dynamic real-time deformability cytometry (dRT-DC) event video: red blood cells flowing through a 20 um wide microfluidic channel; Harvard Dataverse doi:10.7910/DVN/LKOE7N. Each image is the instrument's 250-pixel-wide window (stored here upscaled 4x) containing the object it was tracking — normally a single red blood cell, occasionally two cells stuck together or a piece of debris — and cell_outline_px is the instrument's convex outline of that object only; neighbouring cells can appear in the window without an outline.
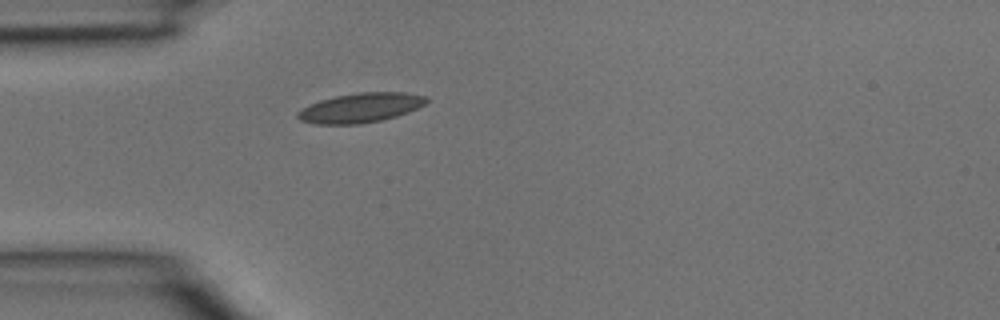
{"species": "common noctule bat (a hibernating species)", "species_latin": "Nyctalus noctula", "temperature_condition": "room temperature", "stored_images_in_passage": 1, "camera_frame_rate_fps": 3000, "um_per_image_px": 0.085, "animal": {"sex": "male", "body_mass_g": 15.6}, "frame": {"image": 1, "passage_image": 1, "time_ms": 0.0, "image_size_px": [1000, 320], "cell_outline_px": [[428, 100], [424, 104], [408, 112], [396, 116], [380, 120], [360, 124], [316, 124], [300, 120], [296, 116], [296, 112], [320, 100], [336, 96], [360, 92], [404, 92], [424, 96]], "centroid_in_image_um": [30.63, 9.16], "position_along_channel_um": 54.4, "area_um2": 21.85}}